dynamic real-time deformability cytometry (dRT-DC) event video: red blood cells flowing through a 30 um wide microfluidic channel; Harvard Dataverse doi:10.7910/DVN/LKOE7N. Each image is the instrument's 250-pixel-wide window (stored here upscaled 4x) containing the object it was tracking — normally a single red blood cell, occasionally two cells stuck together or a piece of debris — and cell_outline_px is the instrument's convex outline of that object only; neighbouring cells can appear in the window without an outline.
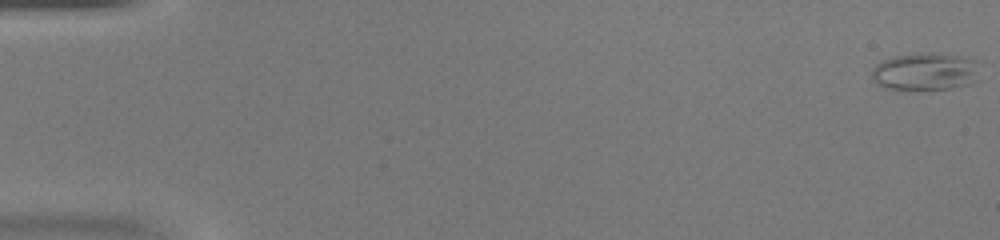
{"species": "common noctule bat (a hibernating species)", "species_latin": "Nyctalus noctula", "temperature_condition": "warm", "stored_images_in_passage": 50, "camera_frame_rate_fps": 3000, "um_per_image_px": 0.085, "animal": {"sex": "female", "body_mass_g": 20.0, "forearm_length_mm": 54.0}, "frame": {"image": 1, "passage_image": 1, "time_ms": 0.0, "image_size_px": [1000, 240], "cell_outline_px": [[980, 80], [972, 84], [952, 88], [884, 88], [876, 84], [872, 80], [872, 68], [876, 64], [892, 56], [920, 52], [932, 52], [964, 56], [976, 60]], "centroid_in_image_um": [78.69, 6.05], "position_along_channel_um": 6.3, "area_um2": 23.93}}
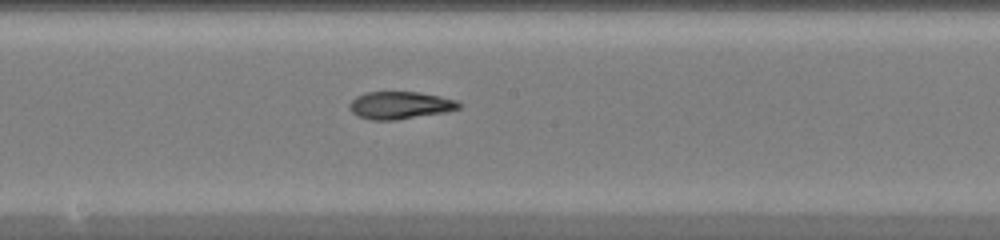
{"frame": {"image": 2, "passage_image": 28, "time_ms": 9.0, "image_size_px": [1000, 240], "cell_outline_px": [[460, 108], [444, 112], [396, 120], [372, 120], [356, 116], [348, 108], [348, 104], [356, 96], [368, 92], [420, 92], [440, 96], [456, 100], [460, 104]], "centroid_in_image_um": [33.96, 8.95], "position_along_channel_um": 214.2, "area_um2": 17.51}}
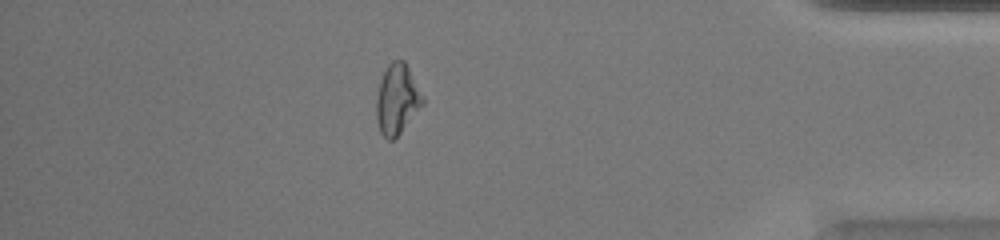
{"frame": {"image": 3, "passage_image": 44, "time_ms": 14.333, "image_size_px": [1000, 240], "cell_outline_px": [[424, 104], [400, 132], [392, 140], [388, 140], [380, 132], [376, 120], [376, 100], [380, 80], [388, 64], [392, 60], [404, 60], [424, 100]], "centroid_in_image_um": [33.72, 8.45], "position_along_channel_um": 401.5, "area_um2": 18.55}, "authors_computed_cell_mechanics": {"area_um2": 18.5538, "velocity_mm_per_s": 4.2033, "shape_relaxation_time_tau1_ms": null, "shape_relaxation_time_tau2_ms": 3.4896, "deformation_change_tau1": null, "deformation_change_tau2": 0.1269}}